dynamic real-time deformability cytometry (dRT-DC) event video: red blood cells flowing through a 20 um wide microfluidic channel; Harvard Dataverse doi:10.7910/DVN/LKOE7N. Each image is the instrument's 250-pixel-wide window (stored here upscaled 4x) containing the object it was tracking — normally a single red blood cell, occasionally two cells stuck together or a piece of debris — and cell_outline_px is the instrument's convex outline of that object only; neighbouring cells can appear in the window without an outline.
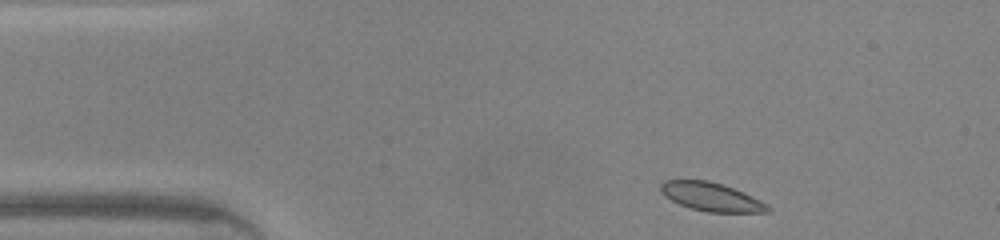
{"species": "common noctule bat (a hibernating species)", "species_latin": "Nyctalus noctula", "temperature_condition": "warm", "stored_images_in_passage": 40, "camera_frame_rate_fps": 3000, "um_per_image_px": 0.085, "animal": {"sex": "male", "body_mass_g": 20.0, "forearm_length_mm": 53.3}, "frame": {"image": 1, "passage_image": 1, "time_ms": 0.0, "image_size_px": [1000, 240], "cell_outline_px": [[772, 208], [768, 212], [708, 212], [692, 208], [680, 204], [664, 196], [660, 192], [660, 184], [664, 180], [708, 180], [732, 188], [760, 200], [768, 204]], "centroid_in_image_um": [60.44, 16.73], "position_along_channel_um": 24.6, "area_um2": 17.57}}
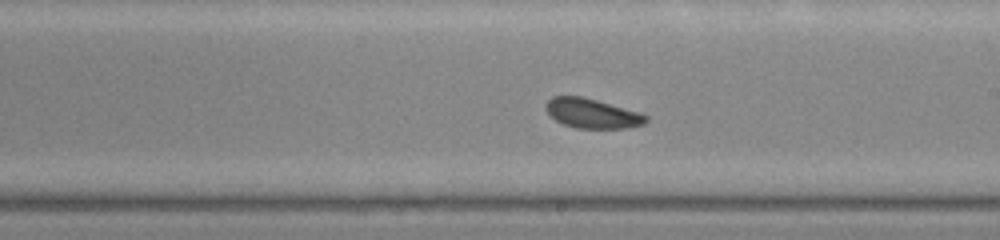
{"frame": {"image": 2, "passage_image": 20, "time_ms": 6.333, "image_size_px": [1000, 240], "cell_outline_px": [[648, 120], [644, 124], [628, 128], [576, 128], [564, 124], [556, 120], [544, 108], [544, 104], [552, 96], [580, 96], [596, 100], [640, 112], [648, 116]], "centroid_in_image_um": [50.34, 9.64], "position_along_channel_um": 238.7, "area_um2": 17.22}}
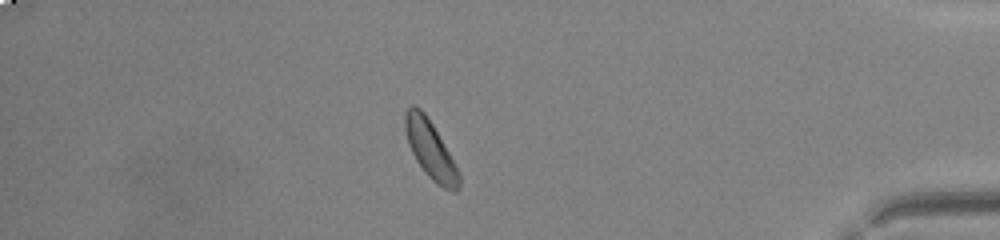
{"frame": {"image": 3, "passage_image": 34, "time_ms": 11.0, "image_size_px": [1000, 240], "cell_outline_px": [[460, 188], [456, 192], [452, 192], [436, 184], [424, 172], [416, 160], [408, 144], [404, 128], [404, 116], [408, 108], [412, 104], [420, 108], [424, 112], [432, 124], [460, 172]], "centroid_in_image_um": [36.59, 12.75], "position_along_channel_um": 398.6, "area_um2": 18.15}, "authors_computed_cell_mechanics": {"area_um2": 17.6001, "velocity_mm_per_s": 4.3363, "shape_relaxation_time_tau1_ms": 1.5959, "shape_relaxation_time_tau2_ms": null, "deformation_change_tau1": 0.0692, "deformation_change_tau2": null}}